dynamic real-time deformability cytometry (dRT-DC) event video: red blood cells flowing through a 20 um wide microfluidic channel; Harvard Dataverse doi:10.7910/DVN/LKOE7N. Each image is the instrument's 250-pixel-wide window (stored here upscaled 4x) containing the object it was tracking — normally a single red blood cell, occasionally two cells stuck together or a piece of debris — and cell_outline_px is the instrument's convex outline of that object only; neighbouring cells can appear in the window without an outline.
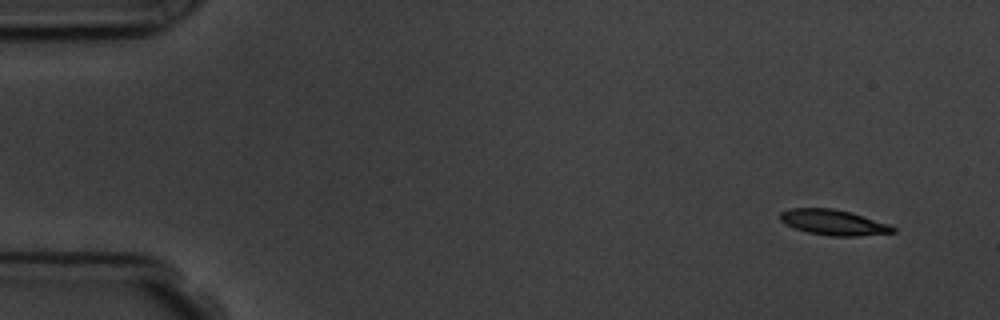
{"species": "common noctule bat (a hibernating species)", "species_latin": "Nyctalus noctula", "temperature_condition": "room temperature", "stored_images_in_passage": 4, "camera_frame_rate_fps": 3000, "um_per_image_px": 0.085, "animal": {"sex": "male", "body_mass_g": 19.5, "forearm_length_mm": 54.6}, "frame": {"image": 1, "passage_image": 1, "time_ms": 0.0, "image_size_px": [1000, 320], "cell_outline_px": [[896, 232], [856, 236], [832, 236], [808, 232], [784, 224], [780, 220], [780, 212], [792, 208], [832, 208], [852, 212], [888, 224], [896, 228]], "centroid_in_image_um": [70.84, 18.9], "position_along_channel_um": 14.2, "area_um2": 16.65}}
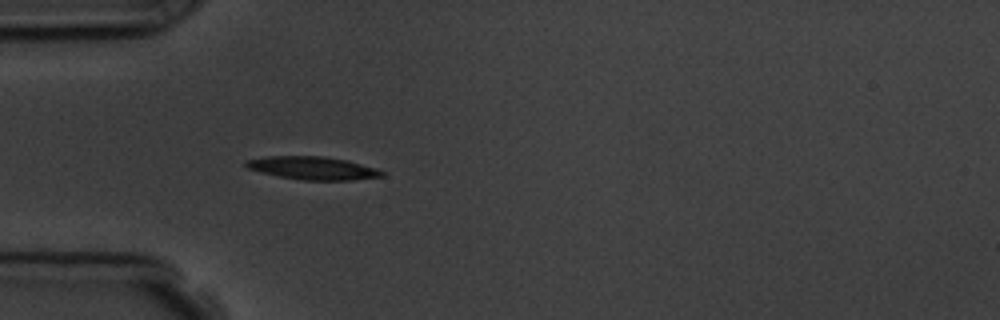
{"frame": {"image": 2, "passage_image": 4, "time_ms": 4.333, "image_size_px": [1000, 320], "cell_outline_px": [[384, 176], [352, 180], [304, 180], [280, 176], [248, 168], [244, 164], [244, 160], [264, 156], [324, 156], [344, 160], [376, 168], [384, 172]], "centroid_in_image_um": [26.57, 14.28], "position_along_channel_um": 58.4, "area_um2": 17.98}}